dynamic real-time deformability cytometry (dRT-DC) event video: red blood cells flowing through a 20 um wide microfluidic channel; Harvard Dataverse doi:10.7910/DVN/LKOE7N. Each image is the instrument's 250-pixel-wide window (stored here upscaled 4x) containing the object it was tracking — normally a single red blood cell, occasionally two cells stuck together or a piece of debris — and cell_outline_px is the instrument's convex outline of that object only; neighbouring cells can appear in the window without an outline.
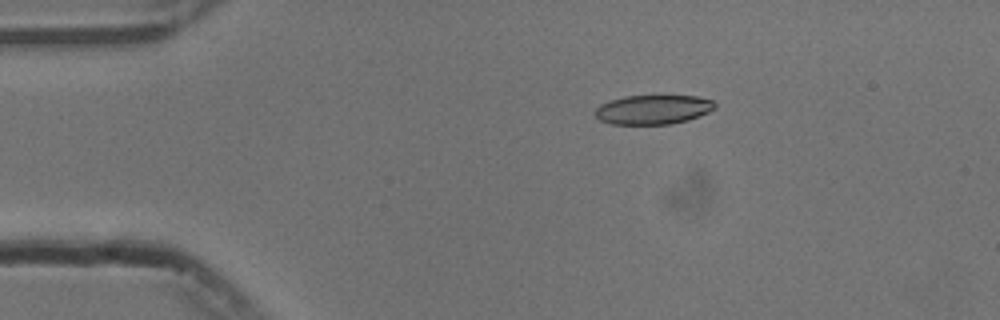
{"species": "common noctule bat (a hibernating species)", "species_latin": "Nyctalus noctula", "temperature_condition": "cold", "stored_images_in_passage": 8, "camera_frame_rate_fps": 3000, "um_per_image_px": 0.085, "animal": {"sex": "male", "body_mass_g": 13.3}, "frame": {"image": 1, "passage_image": 2, "time_ms": 0.333, "image_size_px": [1000, 320], "cell_outline_px": [[716, 108], [708, 112], [688, 120], [672, 124], [612, 124], [600, 120], [596, 116], [596, 108], [600, 104], [624, 96], [696, 96], [712, 100], [716, 104]], "centroid_in_image_um": [55.53, 9.31], "position_along_channel_um": 29.5, "area_um2": 20.35}}